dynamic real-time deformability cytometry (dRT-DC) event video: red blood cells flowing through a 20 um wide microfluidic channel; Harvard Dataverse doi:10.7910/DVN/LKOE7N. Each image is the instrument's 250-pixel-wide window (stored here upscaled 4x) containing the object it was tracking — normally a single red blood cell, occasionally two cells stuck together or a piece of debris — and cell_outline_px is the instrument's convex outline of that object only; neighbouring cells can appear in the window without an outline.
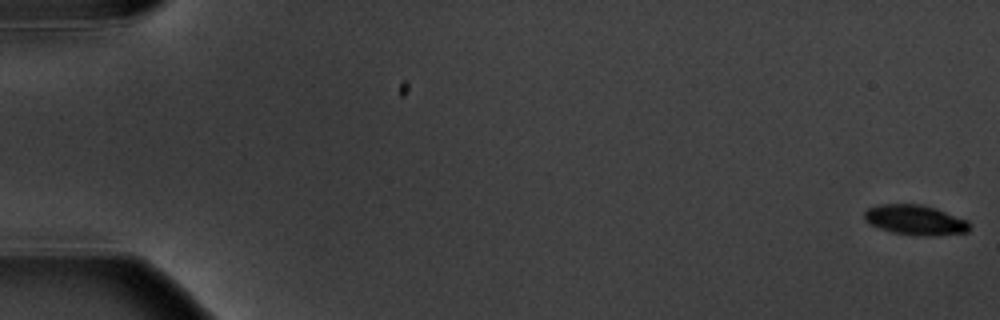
{"species": "common noctule bat (a hibernating species)", "species_latin": "Nyctalus noctula", "temperature_condition": "warm", "stored_images_in_passage": 5, "camera_frame_rate_fps": 3000, "um_per_image_px": 0.085, "animal": {"sex": "male", "body_mass_g": 20.1, "forearm_length_mm": 53.5}, "frame": {"image": 1, "passage_image": 1, "time_ms": 0.0, "image_size_px": [1000, 320], "cell_outline_px": [[972, 224], [968, 232], [928, 236], [916, 236], [892, 232], [868, 224], [864, 220], [864, 212], [868, 208], [880, 204], [920, 204], [936, 208], [968, 220]], "centroid_in_image_um": [77.8, 18.7], "position_along_channel_um": 7.2, "area_um2": 18.61}}
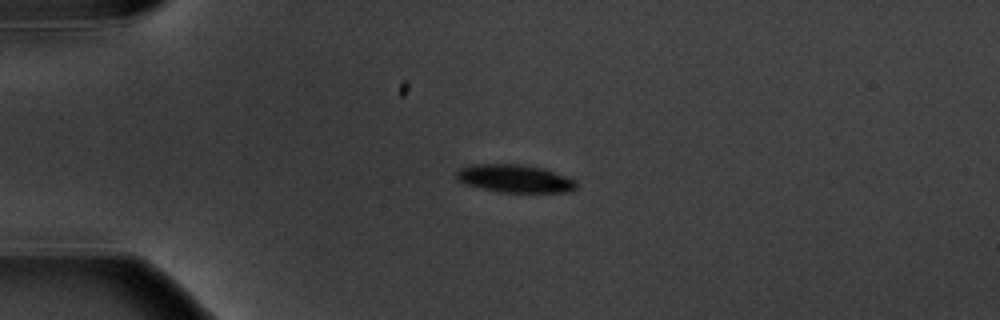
{"frame": {"image": 2, "passage_image": 5, "time_ms": 4.667, "image_size_px": [1000, 320], "cell_outline_px": [[580, 184], [572, 192], [496, 192], [464, 184], [456, 180], [456, 172], [460, 168], [472, 164], [520, 164], [544, 168], [572, 176]], "centroid_in_image_um": [43.82, 15.18], "position_along_channel_um": 41.2, "area_um2": 20.11}}